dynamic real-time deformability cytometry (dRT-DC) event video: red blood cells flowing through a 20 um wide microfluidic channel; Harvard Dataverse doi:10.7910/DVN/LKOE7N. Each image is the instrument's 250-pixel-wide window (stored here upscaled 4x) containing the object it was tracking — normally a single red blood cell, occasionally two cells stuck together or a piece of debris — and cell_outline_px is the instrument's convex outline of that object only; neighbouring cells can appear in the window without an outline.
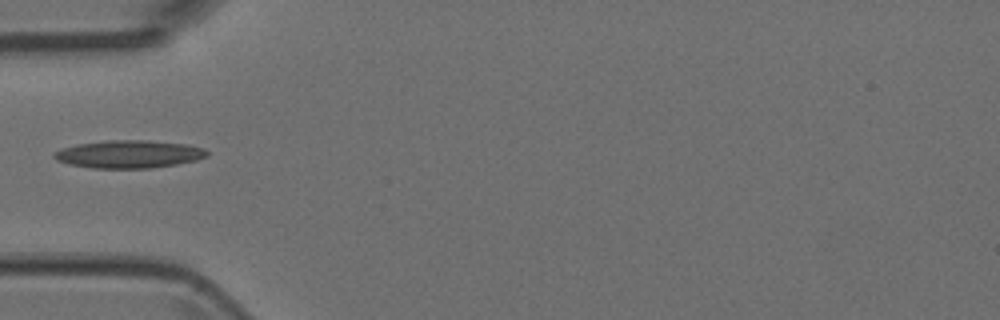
{"species": "Egyptian fruit bat (a non-hibernating species)", "species_latin": "Rousettus aegyptiacus", "temperature_condition": "room temperature", "stored_images_in_passage": 1, "camera_frame_rate_fps": 3000, "um_per_image_px": 0.085, "animal": {"sex": "female"}, "frame": {"image": 1, "passage_image": 1, "time_ms": 0.0, "image_size_px": [1000, 320], "cell_outline_px": [[208, 156], [196, 160], [176, 164], [152, 168], [92, 168], [68, 164], [56, 160], [52, 156], [52, 152], [60, 148], [76, 144], [108, 140], [148, 140], [184, 144], [204, 148], [208, 152]], "centroid_in_image_um": [10.9, 13.1], "position_along_channel_um": 74.1, "area_um2": 24.91}}